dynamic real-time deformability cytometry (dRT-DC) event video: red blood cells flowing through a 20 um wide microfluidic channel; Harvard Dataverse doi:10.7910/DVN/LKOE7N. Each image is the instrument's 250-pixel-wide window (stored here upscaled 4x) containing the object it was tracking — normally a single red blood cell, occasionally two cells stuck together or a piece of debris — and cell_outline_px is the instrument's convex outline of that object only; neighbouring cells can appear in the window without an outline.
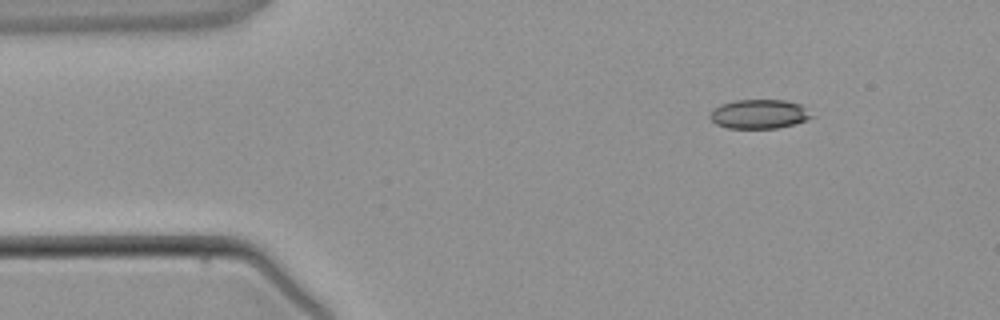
{"species": "common noctule bat (a hibernating species)", "species_latin": "Nyctalus noctula", "temperature_condition": "warm", "stored_images_in_passage": 3, "camera_frame_rate_fps": 3000, "um_per_image_px": 0.085, "animal": {"sex": "male", "body_mass_g": 21.5, "forearm_length_mm": 52.0}, "frame": {"image": 1, "passage_image": 1, "time_ms": 0.0, "image_size_px": [1000, 320], "cell_outline_px": [[812, 116], [804, 120], [792, 124], [776, 128], [728, 128], [716, 124], [708, 116], [720, 104], [736, 100], [784, 100], [800, 104]], "centroid_in_image_um": [64.48, 9.69], "position_along_channel_um": 20.5, "area_um2": 16.88}}
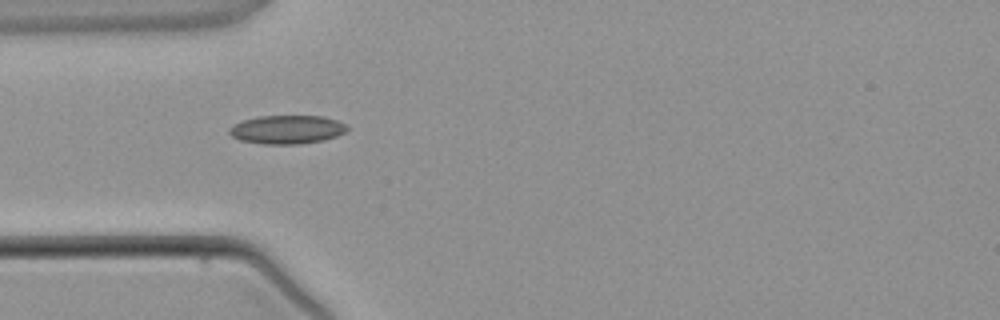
{"frame": {"image": 2, "passage_image": 3, "time_ms": 2.333, "image_size_px": [1000, 320], "cell_outline_px": [[348, 128], [344, 132], [336, 136], [324, 140], [300, 144], [264, 144], [240, 140], [232, 136], [228, 132], [228, 128], [244, 120], [260, 116], [324, 116], [336, 120], [344, 124]], "centroid_in_image_um": [24.39, 11.01], "position_along_channel_um": 60.6, "area_um2": 19.48}}